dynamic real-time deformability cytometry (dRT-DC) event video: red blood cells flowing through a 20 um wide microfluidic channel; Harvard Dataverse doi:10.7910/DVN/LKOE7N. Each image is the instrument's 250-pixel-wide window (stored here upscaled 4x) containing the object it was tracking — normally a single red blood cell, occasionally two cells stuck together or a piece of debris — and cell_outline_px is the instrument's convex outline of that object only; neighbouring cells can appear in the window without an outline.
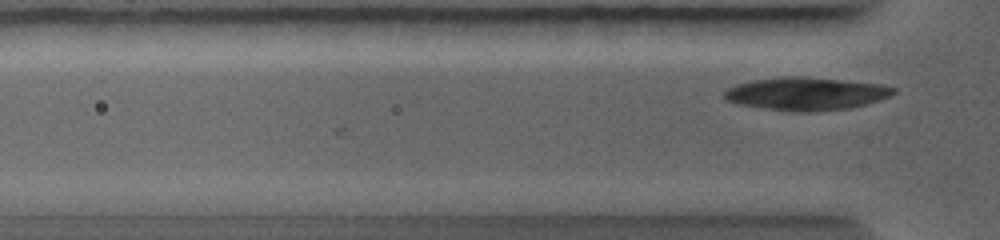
{"species": "common noctule bat (a hibernating species)", "species_latin": "Nyctalus noctula", "temperature_condition": "warm", "stored_images_in_passage": 3, "camera_frame_rate_fps": 5000, "um_per_image_px": 0.085, "animal": {"sex": "female", "body_mass_g": 19.0, "forearm_length_mm": 56.7}, "frame": {"image": 1, "passage_image": 3, "time_ms": 1.2, "image_size_px": [1000, 240], "cell_outline_px": [[896, 92], [888, 96], [864, 104], [848, 108], [804, 112], [792, 112], [744, 104], [728, 100], [724, 96], [724, 92], [728, 88], [736, 84], [752, 80], [776, 76], [808, 76], [876, 84], [896, 88]], "centroid_in_image_um": [68.49, 7.94], "position_along_channel_um": 57.3, "area_um2": 31.91}}